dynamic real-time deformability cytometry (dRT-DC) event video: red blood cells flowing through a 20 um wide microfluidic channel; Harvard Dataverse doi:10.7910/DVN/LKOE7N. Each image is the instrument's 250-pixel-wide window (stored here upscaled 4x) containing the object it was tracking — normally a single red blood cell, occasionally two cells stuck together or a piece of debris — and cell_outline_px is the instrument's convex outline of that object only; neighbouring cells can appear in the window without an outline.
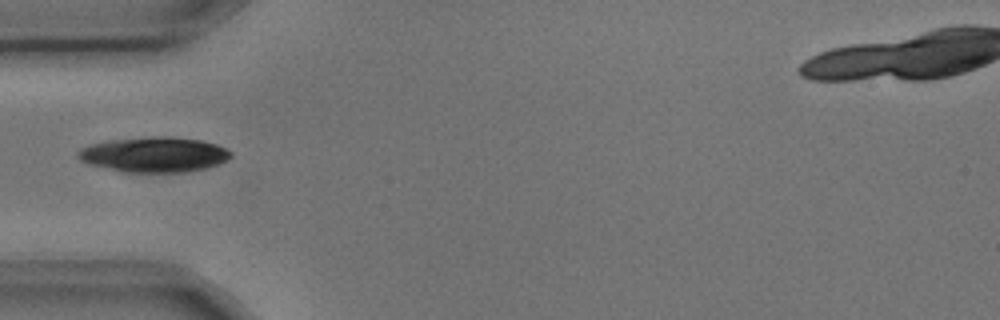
{"species": "common noctule bat (a hibernating species)", "species_latin": "Nyctalus noctula", "temperature_condition": "cold", "stored_images_in_passage": 1, "camera_frame_rate_fps": 3000, "um_per_image_px": 0.085, "animal": {"sex": "male", "body_mass_g": 17.9, "forearm_length_mm": 54.2}, "frame": {"image": 1, "passage_image": 1, "time_ms": 0.0, "image_size_px": [1000, 320], "cell_outline_px": [[232, 156], [220, 164], [204, 168], [184, 172], [124, 172], [88, 164], [80, 160], [76, 156], [76, 152], [80, 148], [92, 144], [112, 140], [152, 136], [168, 136], [200, 140], [216, 144], [232, 152]], "centroid_in_image_um": [13.09, 13.14], "position_along_channel_um": 71.9, "area_um2": 31.27}}